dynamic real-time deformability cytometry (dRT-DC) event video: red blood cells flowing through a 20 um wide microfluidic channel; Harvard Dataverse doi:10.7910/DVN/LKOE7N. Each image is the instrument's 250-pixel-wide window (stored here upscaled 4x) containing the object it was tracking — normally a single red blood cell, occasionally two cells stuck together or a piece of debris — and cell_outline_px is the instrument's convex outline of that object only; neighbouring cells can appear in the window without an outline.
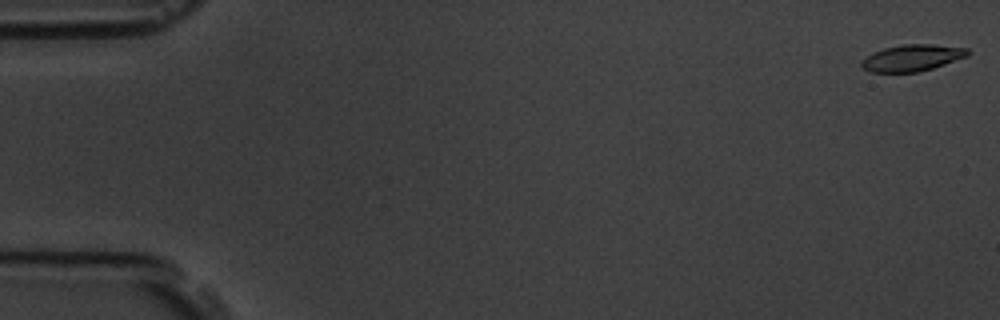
{"species": "common noctule bat (a hibernating species)", "species_latin": "Nyctalus noctula", "temperature_condition": "room temperature", "stored_images_in_passage": 58, "camera_frame_rate_fps": 3000, "um_per_image_px": 0.085, "animal": {"sex": "male", "body_mass_g": 19.5, "forearm_length_mm": 54.6}, "frame": {"image": 1, "passage_image": 1, "time_ms": 0.0, "image_size_px": [1000, 320], "cell_outline_px": [[972, 52], [968, 56], [932, 68], [916, 72], [868, 72], [860, 68], [860, 60], [884, 48], [904, 44], [932, 44], [968, 48]], "centroid_in_image_um": [77.53, 4.92], "position_along_channel_um": 7.5, "area_um2": 16.47}}
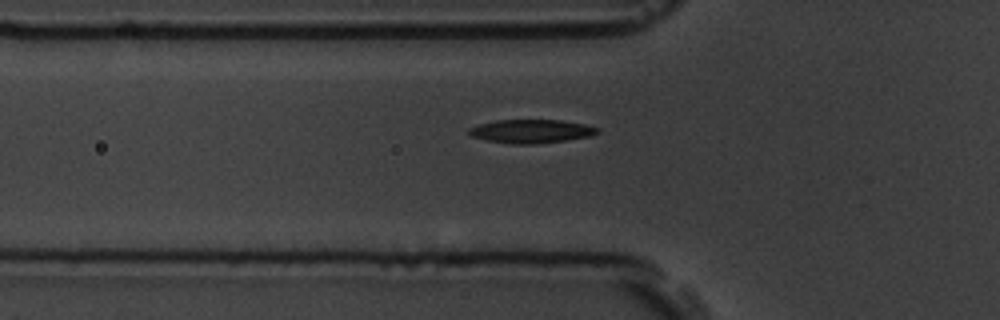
{"frame": {"image": 2, "passage_image": 20, "time_ms": 6.333, "image_size_px": [1000, 320], "cell_outline_px": [[600, 132], [592, 136], [536, 144], [508, 144], [488, 140], [472, 136], [468, 132], [468, 128], [480, 124], [496, 120], [560, 120], [584, 124], [600, 128]], "centroid_in_image_um": [45.18, 11.16], "position_along_channel_um": 80.6, "area_um2": 17.63}}
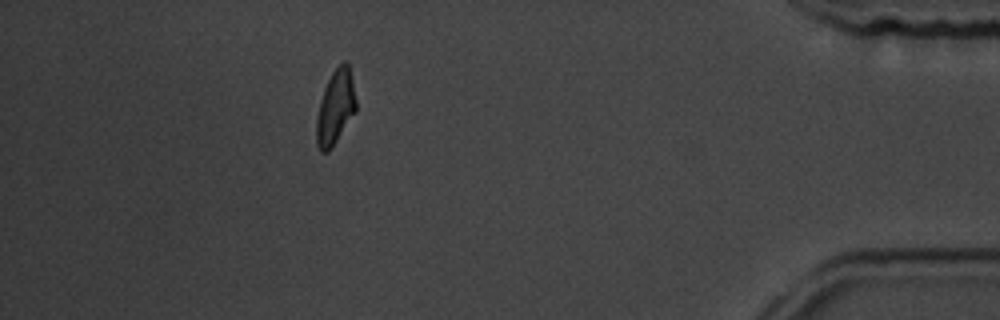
{"frame": {"image": 3, "passage_image": 52, "time_ms": 17.0, "image_size_px": [1000, 320], "cell_outline_px": [[356, 112], [332, 148], [328, 152], [320, 152], [316, 144], [316, 116], [320, 100], [324, 88], [332, 72], [344, 60], [348, 64], [352, 80], [356, 100]], "centroid_in_image_um": [28.5, 9.17], "position_along_channel_um": 406.7, "area_um2": 17.28}, "authors_computed_cell_mechanics": {"area_um2": 17.2822, "velocity_mm_per_s": 3.5283, "shape_relaxation_time_tau1_ms": 3.9959, "shape_relaxation_time_tau2_ms": 6.5241, "deformation_change_tau1": 0.1451, "deformation_change_tau2": 0.1218}}